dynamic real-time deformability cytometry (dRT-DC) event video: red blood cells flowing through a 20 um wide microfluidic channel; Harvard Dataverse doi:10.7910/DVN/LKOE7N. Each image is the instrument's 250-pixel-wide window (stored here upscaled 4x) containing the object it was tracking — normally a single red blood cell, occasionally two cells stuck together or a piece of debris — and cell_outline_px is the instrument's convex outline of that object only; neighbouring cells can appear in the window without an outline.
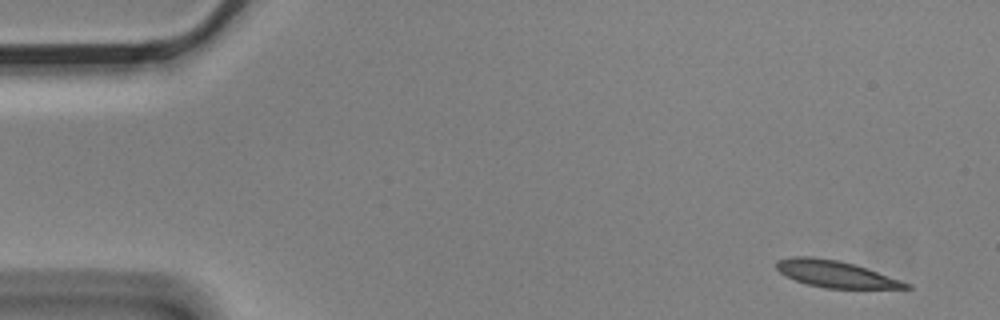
{"species": "Egyptian fruit bat (a non-hibernating species)", "species_latin": "Rousettus aegyptiacus", "temperature_condition": "cold", "stored_images_in_passage": 5, "camera_frame_rate_fps": 3000, "um_per_image_px": 0.085, "animal": {"sex": "male"}, "frame": {"image": 1, "passage_image": 1, "time_ms": 0.0, "image_size_px": [1000, 320], "cell_outline_px": [[912, 288], [824, 288], [808, 284], [796, 280], [780, 272], [776, 268], [776, 260], [792, 256], [812, 256], [840, 260], [856, 264], [912, 284]], "centroid_in_image_um": [71.02, 23.27], "position_along_channel_um": 14.0, "area_um2": 20.17}}
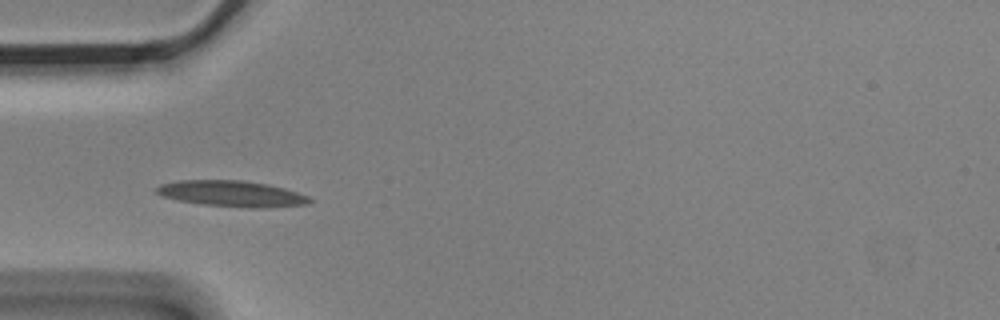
{"frame": {"image": 2, "passage_image": 4, "time_ms": 1.0, "image_size_px": [1000, 320], "cell_outline_px": [[312, 200], [308, 204], [264, 208], [252, 208], [204, 204], [180, 200], [160, 196], [156, 192], [156, 188], [160, 184], [180, 180], [240, 180], [268, 184], [284, 188], [308, 196]], "centroid_in_image_um": [19.7, 16.46], "position_along_channel_um": 65.3, "area_um2": 23.0}}
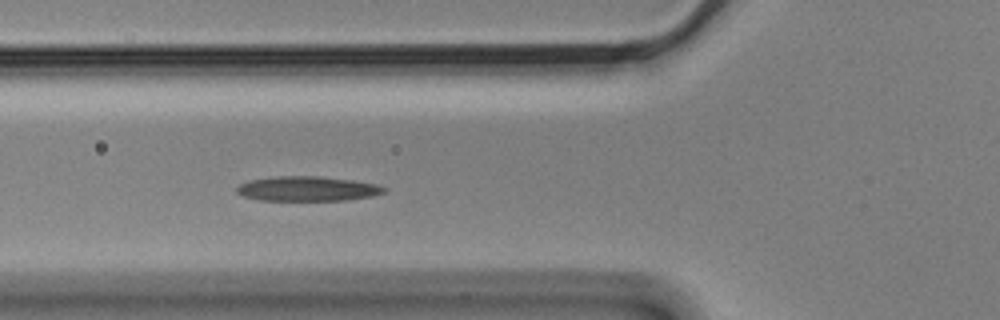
{"frame": {"image": 3, "passage_image": 5, "time_ms": 1.333, "image_size_px": [1000, 320], "cell_outline_px": [[388, 188], [384, 192], [372, 196], [348, 200], [260, 200], [244, 196], [236, 192], [236, 188], [240, 184], [248, 180], [276, 176], [320, 176], [352, 180], [376, 184]], "centroid_in_image_um": [26.13, 16.03], "position_along_channel_um": 99.7, "area_um2": 21.21}}